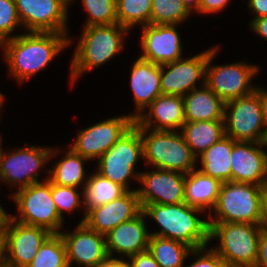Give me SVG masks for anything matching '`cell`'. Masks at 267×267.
<instances>
[{
    "mask_svg": "<svg viewBox=\"0 0 267 267\" xmlns=\"http://www.w3.org/2000/svg\"><path fill=\"white\" fill-rule=\"evenodd\" d=\"M142 212L157 221L162 228L159 232L150 233L151 235L182 242L192 249L207 247L210 241L209 220L194 216L203 211L184 202L168 205L148 204L142 208Z\"/></svg>",
    "mask_w": 267,
    "mask_h": 267,
    "instance_id": "7a4b0ae2",
    "label": "cell"
},
{
    "mask_svg": "<svg viewBox=\"0 0 267 267\" xmlns=\"http://www.w3.org/2000/svg\"><path fill=\"white\" fill-rule=\"evenodd\" d=\"M263 146V142L234 143L231 152V181L267 187V152L260 148Z\"/></svg>",
    "mask_w": 267,
    "mask_h": 267,
    "instance_id": "ac0fdd59",
    "label": "cell"
},
{
    "mask_svg": "<svg viewBox=\"0 0 267 267\" xmlns=\"http://www.w3.org/2000/svg\"><path fill=\"white\" fill-rule=\"evenodd\" d=\"M230 0H201L199 13H215L222 10Z\"/></svg>",
    "mask_w": 267,
    "mask_h": 267,
    "instance_id": "f35d334b",
    "label": "cell"
},
{
    "mask_svg": "<svg viewBox=\"0 0 267 267\" xmlns=\"http://www.w3.org/2000/svg\"><path fill=\"white\" fill-rule=\"evenodd\" d=\"M131 72V89L134 96L137 112L132 115L135 119L143 112L159 95L162 94L160 77L161 65L142 58H138Z\"/></svg>",
    "mask_w": 267,
    "mask_h": 267,
    "instance_id": "603a6c76",
    "label": "cell"
},
{
    "mask_svg": "<svg viewBox=\"0 0 267 267\" xmlns=\"http://www.w3.org/2000/svg\"><path fill=\"white\" fill-rule=\"evenodd\" d=\"M181 129L185 142L197 158L225 136L224 120L185 122Z\"/></svg>",
    "mask_w": 267,
    "mask_h": 267,
    "instance_id": "4316f807",
    "label": "cell"
},
{
    "mask_svg": "<svg viewBox=\"0 0 267 267\" xmlns=\"http://www.w3.org/2000/svg\"><path fill=\"white\" fill-rule=\"evenodd\" d=\"M258 89L261 91L262 97H263V100H264L265 113H266V122H267V90L265 91L262 88H258Z\"/></svg>",
    "mask_w": 267,
    "mask_h": 267,
    "instance_id": "c3c4849f",
    "label": "cell"
},
{
    "mask_svg": "<svg viewBox=\"0 0 267 267\" xmlns=\"http://www.w3.org/2000/svg\"><path fill=\"white\" fill-rule=\"evenodd\" d=\"M192 248L169 238L151 235L148 251L160 267H183L185 258L192 254Z\"/></svg>",
    "mask_w": 267,
    "mask_h": 267,
    "instance_id": "f546056e",
    "label": "cell"
},
{
    "mask_svg": "<svg viewBox=\"0 0 267 267\" xmlns=\"http://www.w3.org/2000/svg\"><path fill=\"white\" fill-rule=\"evenodd\" d=\"M134 125L140 130L143 158L148 164L153 165L155 169L170 170L185 175L195 170L198 158L192 153L182 134L176 133L177 130H151L141 128L135 122Z\"/></svg>",
    "mask_w": 267,
    "mask_h": 267,
    "instance_id": "277c9868",
    "label": "cell"
},
{
    "mask_svg": "<svg viewBox=\"0 0 267 267\" xmlns=\"http://www.w3.org/2000/svg\"><path fill=\"white\" fill-rule=\"evenodd\" d=\"M3 98H4V96L2 95V93L0 92V107L2 106V103H3Z\"/></svg>",
    "mask_w": 267,
    "mask_h": 267,
    "instance_id": "681fc988",
    "label": "cell"
},
{
    "mask_svg": "<svg viewBox=\"0 0 267 267\" xmlns=\"http://www.w3.org/2000/svg\"><path fill=\"white\" fill-rule=\"evenodd\" d=\"M126 190L106 177H103L98 172H94L92 176L88 177V181L83 190L82 203L85 206L84 218L80 223L84 222L86 213L95 207L101 206L123 195Z\"/></svg>",
    "mask_w": 267,
    "mask_h": 267,
    "instance_id": "83f0119b",
    "label": "cell"
},
{
    "mask_svg": "<svg viewBox=\"0 0 267 267\" xmlns=\"http://www.w3.org/2000/svg\"><path fill=\"white\" fill-rule=\"evenodd\" d=\"M128 31L118 23L84 27L71 63L72 86L83 72L100 67L120 52Z\"/></svg>",
    "mask_w": 267,
    "mask_h": 267,
    "instance_id": "3957f363",
    "label": "cell"
},
{
    "mask_svg": "<svg viewBox=\"0 0 267 267\" xmlns=\"http://www.w3.org/2000/svg\"><path fill=\"white\" fill-rule=\"evenodd\" d=\"M54 151L49 147L40 148L32 145L3 154L0 144V180L10 185L19 184L18 190L40 182L37 180L39 168L59 152Z\"/></svg>",
    "mask_w": 267,
    "mask_h": 267,
    "instance_id": "8fae6325",
    "label": "cell"
},
{
    "mask_svg": "<svg viewBox=\"0 0 267 267\" xmlns=\"http://www.w3.org/2000/svg\"><path fill=\"white\" fill-rule=\"evenodd\" d=\"M21 24L15 0H0V45L10 40L11 32Z\"/></svg>",
    "mask_w": 267,
    "mask_h": 267,
    "instance_id": "d590c367",
    "label": "cell"
},
{
    "mask_svg": "<svg viewBox=\"0 0 267 267\" xmlns=\"http://www.w3.org/2000/svg\"><path fill=\"white\" fill-rule=\"evenodd\" d=\"M12 198L17 205L20 218L12 215L17 222L47 229L52 234H59L62 218L51 196V181L31 184L19 189Z\"/></svg>",
    "mask_w": 267,
    "mask_h": 267,
    "instance_id": "ba28073f",
    "label": "cell"
},
{
    "mask_svg": "<svg viewBox=\"0 0 267 267\" xmlns=\"http://www.w3.org/2000/svg\"><path fill=\"white\" fill-rule=\"evenodd\" d=\"M145 217V214L141 212L134 219L119 224L105 235L109 256L117 252L130 257L148 250L151 234L145 225Z\"/></svg>",
    "mask_w": 267,
    "mask_h": 267,
    "instance_id": "7402d4cb",
    "label": "cell"
},
{
    "mask_svg": "<svg viewBox=\"0 0 267 267\" xmlns=\"http://www.w3.org/2000/svg\"><path fill=\"white\" fill-rule=\"evenodd\" d=\"M65 245L68 267L75 262L84 267H94L105 260L109 254L105 242V235L79 223L73 233L60 232Z\"/></svg>",
    "mask_w": 267,
    "mask_h": 267,
    "instance_id": "ffe728a7",
    "label": "cell"
},
{
    "mask_svg": "<svg viewBox=\"0 0 267 267\" xmlns=\"http://www.w3.org/2000/svg\"><path fill=\"white\" fill-rule=\"evenodd\" d=\"M221 182L203 174L200 170H192L185 177L184 203L205 212L214 209L217 204Z\"/></svg>",
    "mask_w": 267,
    "mask_h": 267,
    "instance_id": "d4e9b609",
    "label": "cell"
},
{
    "mask_svg": "<svg viewBox=\"0 0 267 267\" xmlns=\"http://www.w3.org/2000/svg\"><path fill=\"white\" fill-rule=\"evenodd\" d=\"M51 234L47 229L10 218L4 234L6 267H27Z\"/></svg>",
    "mask_w": 267,
    "mask_h": 267,
    "instance_id": "5bb4252c",
    "label": "cell"
},
{
    "mask_svg": "<svg viewBox=\"0 0 267 267\" xmlns=\"http://www.w3.org/2000/svg\"><path fill=\"white\" fill-rule=\"evenodd\" d=\"M218 47L209 49L206 65L205 84L225 103L253 93L257 87L251 86L252 77L258 72V66L245 63L211 66Z\"/></svg>",
    "mask_w": 267,
    "mask_h": 267,
    "instance_id": "30bf717a",
    "label": "cell"
},
{
    "mask_svg": "<svg viewBox=\"0 0 267 267\" xmlns=\"http://www.w3.org/2000/svg\"><path fill=\"white\" fill-rule=\"evenodd\" d=\"M187 10L191 13L192 9L196 10L199 12V5L201 0H181Z\"/></svg>",
    "mask_w": 267,
    "mask_h": 267,
    "instance_id": "bcb514c9",
    "label": "cell"
},
{
    "mask_svg": "<svg viewBox=\"0 0 267 267\" xmlns=\"http://www.w3.org/2000/svg\"><path fill=\"white\" fill-rule=\"evenodd\" d=\"M94 267H129V263L123 259L113 258L108 256L105 260L100 261Z\"/></svg>",
    "mask_w": 267,
    "mask_h": 267,
    "instance_id": "ee69618b",
    "label": "cell"
},
{
    "mask_svg": "<svg viewBox=\"0 0 267 267\" xmlns=\"http://www.w3.org/2000/svg\"><path fill=\"white\" fill-rule=\"evenodd\" d=\"M142 212L136 190L126 191L119 198L90 209L84 224L100 234L106 235L119 224L130 221Z\"/></svg>",
    "mask_w": 267,
    "mask_h": 267,
    "instance_id": "e0dca14e",
    "label": "cell"
},
{
    "mask_svg": "<svg viewBox=\"0 0 267 267\" xmlns=\"http://www.w3.org/2000/svg\"><path fill=\"white\" fill-rule=\"evenodd\" d=\"M191 14L181 0H152L151 24H179Z\"/></svg>",
    "mask_w": 267,
    "mask_h": 267,
    "instance_id": "d6a6232c",
    "label": "cell"
},
{
    "mask_svg": "<svg viewBox=\"0 0 267 267\" xmlns=\"http://www.w3.org/2000/svg\"><path fill=\"white\" fill-rule=\"evenodd\" d=\"M152 0H116L117 23L128 30L151 24Z\"/></svg>",
    "mask_w": 267,
    "mask_h": 267,
    "instance_id": "4dcf8cb0",
    "label": "cell"
},
{
    "mask_svg": "<svg viewBox=\"0 0 267 267\" xmlns=\"http://www.w3.org/2000/svg\"><path fill=\"white\" fill-rule=\"evenodd\" d=\"M236 141L226 135L200 156L203 174L219 180L221 183L231 181V152Z\"/></svg>",
    "mask_w": 267,
    "mask_h": 267,
    "instance_id": "484cf974",
    "label": "cell"
},
{
    "mask_svg": "<svg viewBox=\"0 0 267 267\" xmlns=\"http://www.w3.org/2000/svg\"><path fill=\"white\" fill-rule=\"evenodd\" d=\"M261 231L267 232V187L263 191L261 200V217L258 224Z\"/></svg>",
    "mask_w": 267,
    "mask_h": 267,
    "instance_id": "7bdbcfd3",
    "label": "cell"
},
{
    "mask_svg": "<svg viewBox=\"0 0 267 267\" xmlns=\"http://www.w3.org/2000/svg\"><path fill=\"white\" fill-rule=\"evenodd\" d=\"M203 79V89H193L183 96L186 122L224 120L225 102L219 98Z\"/></svg>",
    "mask_w": 267,
    "mask_h": 267,
    "instance_id": "cb8c5ba5",
    "label": "cell"
},
{
    "mask_svg": "<svg viewBox=\"0 0 267 267\" xmlns=\"http://www.w3.org/2000/svg\"><path fill=\"white\" fill-rule=\"evenodd\" d=\"M0 267H6L5 249H4V234H0Z\"/></svg>",
    "mask_w": 267,
    "mask_h": 267,
    "instance_id": "7dc6e473",
    "label": "cell"
},
{
    "mask_svg": "<svg viewBox=\"0 0 267 267\" xmlns=\"http://www.w3.org/2000/svg\"><path fill=\"white\" fill-rule=\"evenodd\" d=\"M204 249H206V251H204ZM201 253L203 255H200ZM192 254H199V258L187 267H228L224 260L213 249L208 251L206 247L193 249Z\"/></svg>",
    "mask_w": 267,
    "mask_h": 267,
    "instance_id": "8d00e7d4",
    "label": "cell"
},
{
    "mask_svg": "<svg viewBox=\"0 0 267 267\" xmlns=\"http://www.w3.org/2000/svg\"><path fill=\"white\" fill-rule=\"evenodd\" d=\"M76 189V187L61 186L51 182V196L62 219L63 212L74 211L82 203L83 199L80 200V193Z\"/></svg>",
    "mask_w": 267,
    "mask_h": 267,
    "instance_id": "e575fe53",
    "label": "cell"
},
{
    "mask_svg": "<svg viewBox=\"0 0 267 267\" xmlns=\"http://www.w3.org/2000/svg\"><path fill=\"white\" fill-rule=\"evenodd\" d=\"M185 174L158 169L139 173L138 180L142 189H137V196L143 208L148 204H180L184 202Z\"/></svg>",
    "mask_w": 267,
    "mask_h": 267,
    "instance_id": "9a60e30c",
    "label": "cell"
},
{
    "mask_svg": "<svg viewBox=\"0 0 267 267\" xmlns=\"http://www.w3.org/2000/svg\"><path fill=\"white\" fill-rule=\"evenodd\" d=\"M128 259L129 267H160L148 250L131 255Z\"/></svg>",
    "mask_w": 267,
    "mask_h": 267,
    "instance_id": "74e56055",
    "label": "cell"
},
{
    "mask_svg": "<svg viewBox=\"0 0 267 267\" xmlns=\"http://www.w3.org/2000/svg\"><path fill=\"white\" fill-rule=\"evenodd\" d=\"M209 50L200 54L161 65V91L164 95L185 96L196 89V81L206 77ZM167 69V71H165ZM188 91V92H187Z\"/></svg>",
    "mask_w": 267,
    "mask_h": 267,
    "instance_id": "2e32d148",
    "label": "cell"
},
{
    "mask_svg": "<svg viewBox=\"0 0 267 267\" xmlns=\"http://www.w3.org/2000/svg\"><path fill=\"white\" fill-rule=\"evenodd\" d=\"M250 28L259 36L267 39V16L253 19Z\"/></svg>",
    "mask_w": 267,
    "mask_h": 267,
    "instance_id": "b9f144b4",
    "label": "cell"
},
{
    "mask_svg": "<svg viewBox=\"0 0 267 267\" xmlns=\"http://www.w3.org/2000/svg\"><path fill=\"white\" fill-rule=\"evenodd\" d=\"M11 217L4 211L3 207L0 205V234H5L7 224Z\"/></svg>",
    "mask_w": 267,
    "mask_h": 267,
    "instance_id": "f6af8a7d",
    "label": "cell"
},
{
    "mask_svg": "<svg viewBox=\"0 0 267 267\" xmlns=\"http://www.w3.org/2000/svg\"><path fill=\"white\" fill-rule=\"evenodd\" d=\"M68 0H15L22 27L28 32L67 34Z\"/></svg>",
    "mask_w": 267,
    "mask_h": 267,
    "instance_id": "7c38bea8",
    "label": "cell"
},
{
    "mask_svg": "<svg viewBox=\"0 0 267 267\" xmlns=\"http://www.w3.org/2000/svg\"><path fill=\"white\" fill-rule=\"evenodd\" d=\"M87 158L75 153L71 148L67 151L65 157L61 159L52 171L47 169L50 174L49 180L53 184H58L61 186H70L78 188L81 184L84 187L88 181L85 179V170L83 166V161H87Z\"/></svg>",
    "mask_w": 267,
    "mask_h": 267,
    "instance_id": "f1b7e54d",
    "label": "cell"
},
{
    "mask_svg": "<svg viewBox=\"0 0 267 267\" xmlns=\"http://www.w3.org/2000/svg\"><path fill=\"white\" fill-rule=\"evenodd\" d=\"M27 267H68L66 245L59 234H51Z\"/></svg>",
    "mask_w": 267,
    "mask_h": 267,
    "instance_id": "1f68e13d",
    "label": "cell"
},
{
    "mask_svg": "<svg viewBox=\"0 0 267 267\" xmlns=\"http://www.w3.org/2000/svg\"><path fill=\"white\" fill-rule=\"evenodd\" d=\"M175 26V24L142 26L140 45L144 53L139 57L158 65L182 59V42Z\"/></svg>",
    "mask_w": 267,
    "mask_h": 267,
    "instance_id": "d6986e66",
    "label": "cell"
},
{
    "mask_svg": "<svg viewBox=\"0 0 267 267\" xmlns=\"http://www.w3.org/2000/svg\"><path fill=\"white\" fill-rule=\"evenodd\" d=\"M210 240L218 238L219 248H212L228 267H255L261 229L258 224L232 222L209 223Z\"/></svg>",
    "mask_w": 267,
    "mask_h": 267,
    "instance_id": "5b68a950",
    "label": "cell"
},
{
    "mask_svg": "<svg viewBox=\"0 0 267 267\" xmlns=\"http://www.w3.org/2000/svg\"><path fill=\"white\" fill-rule=\"evenodd\" d=\"M263 145H264V147L267 146V137H266L265 140L263 141ZM266 159H267V153H266Z\"/></svg>",
    "mask_w": 267,
    "mask_h": 267,
    "instance_id": "f907efd6",
    "label": "cell"
},
{
    "mask_svg": "<svg viewBox=\"0 0 267 267\" xmlns=\"http://www.w3.org/2000/svg\"><path fill=\"white\" fill-rule=\"evenodd\" d=\"M140 157H144L143 140L140 130L133 124L121 138L98 159L97 172L110 181L119 184L126 191H129L127 180L131 177L138 180L139 173L134 172V167Z\"/></svg>",
    "mask_w": 267,
    "mask_h": 267,
    "instance_id": "9c48e42d",
    "label": "cell"
},
{
    "mask_svg": "<svg viewBox=\"0 0 267 267\" xmlns=\"http://www.w3.org/2000/svg\"><path fill=\"white\" fill-rule=\"evenodd\" d=\"M264 189L263 186L251 183L234 181L222 183L213 210L216 219L209 214V223L259 224Z\"/></svg>",
    "mask_w": 267,
    "mask_h": 267,
    "instance_id": "52a82bcc",
    "label": "cell"
},
{
    "mask_svg": "<svg viewBox=\"0 0 267 267\" xmlns=\"http://www.w3.org/2000/svg\"><path fill=\"white\" fill-rule=\"evenodd\" d=\"M224 132L227 137L235 141L263 142L265 140L267 137L266 113L259 89L247 96L225 103Z\"/></svg>",
    "mask_w": 267,
    "mask_h": 267,
    "instance_id": "8992f818",
    "label": "cell"
},
{
    "mask_svg": "<svg viewBox=\"0 0 267 267\" xmlns=\"http://www.w3.org/2000/svg\"><path fill=\"white\" fill-rule=\"evenodd\" d=\"M66 36L56 32H28L2 43L0 47H3L11 75L22 83L43 70L72 42Z\"/></svg>",
    "mask_w": 267,
    "mask_h": 267,
    "instance_id": "6da1fadb",
    "label": "cell"
},
{
    "mask_svg": "<svg viewBox=\"0 0 267 267\" xmlns=\"http://www.w3.org/2000/svg\"><path fill=\"white\" fill-rule=\"evenodd\" d=\"M148 109L147 114L139 113L134 119L141 128L176 131L186 122L182 96L161 94L148 106Z\"/></svg>",
    "mask_w": 267,
    "mask_h": 267,
    "instance_id": "44dd1931",
    "label": "cell"
},
{
    "mask_svg": "<svg viewBox=\"0 0 267 267\" xmlns=\"http://www.w3.org/2000/svg\"><path fill=\"white\" fill-rule=\"evenodd\" d=\"M90 17L84 27L117 23L116 0H82Z\"/></svg>",
    "mask_w": 267,
    "mask_h": 267,
    "instance_id": "836d02e7",
    "label": "cell"
},
{
    "mask_svg": "<svg viewBox=\"0 0 267 267\" xmlns=\"http://www.w3.org/2000/svg\"><path fill=\"white\" fill-rule=\"evenodd\" d=\"M248 7L256 14L254 19L267 16V0H249Z\"/></svg>",
    "mask_w": 267,
    "mask_h": 267,
    "instance_id": "60d3db41",
    "label": "cell"
},
{
    "mask_svg": "<svg viewBox=\"0 0 267 267\" xmlns=\"http://www.w3.org/2000/svg\"><path fill=\"white\" fill-rule=\"evenodd\" d=\"M133 124L132 114L99 122L81 130L70 148L88 160L99 159Z\"/></svg>",
    "mask_w": 267,
    "mask_h": 267,
    "instance_id": "4fadbf2b",
    "label": "cell"
},
{
    "mask_svg": "<svg viewBox=\"0 0 267 267\" xmlns=\"http://www.w3.org/2000/svg\"><path fill=\"white\" fill-rule=\"evenodd\" d=\"M255 267H267V232L261 231L258 242V258Z\"/></svg>",
    "mask_w": 267,
    "mask_h": 267,
    "instance_id": "ab89813d",
    "label": "cell"
}]
</instances>
